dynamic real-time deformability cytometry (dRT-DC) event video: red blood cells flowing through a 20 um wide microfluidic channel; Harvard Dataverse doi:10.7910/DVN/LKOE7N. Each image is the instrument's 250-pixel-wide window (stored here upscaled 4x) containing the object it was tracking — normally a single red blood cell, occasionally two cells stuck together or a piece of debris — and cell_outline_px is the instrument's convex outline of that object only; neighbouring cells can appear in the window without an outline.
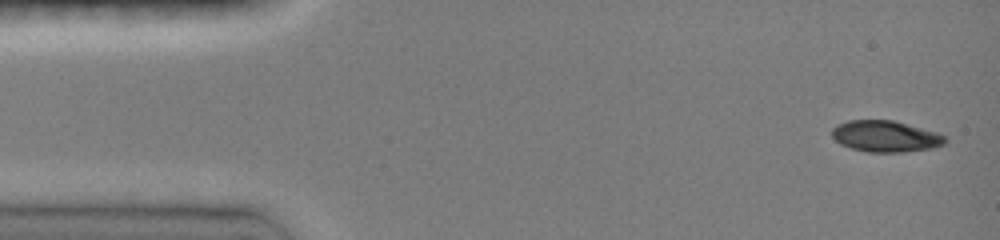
{"species": "common noctule bat (a hibernating species)", "species_latin": "Nyctalus noctula", "temperature_condition": "room temperature", "stored_images_in_passage": 19, "camera_frame_rate_fps": 3000, "um_per_image_px": 0.085, "animal": {"sex": "female", "body_mass_g": 19.0, "forearm_length_mm": 51.5}, "frame": {"image": 1, "passage_image": 1, "time_ms": 0.0, "image_size_px": [1000, 240], "cell_outline_px": [[948, 140], [944, 144], [932, 148], [900, 152], [868, 152], [852, 148], [840, 144], [832, 136], [832, 128], [836, 124], [848, 120], [892, 120], [936, 132], [944, 136]], "centroid_in_image_um": [75.24, 11.58], "position_along_channel_um": 9.8, "area_um2": 20.52}}
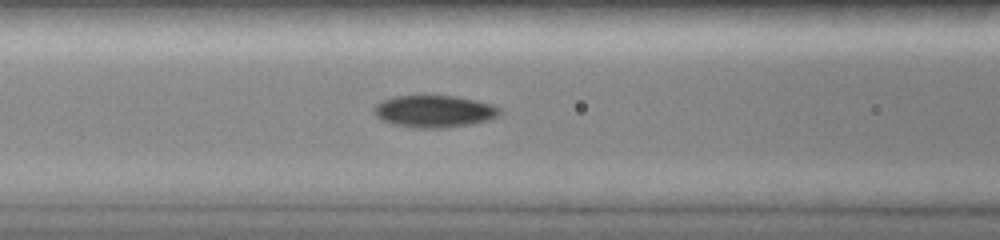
{"frame": {"image": 2, "passage_image": 10, "time_ms": 5.667, "image_size_px": [1000, 240], "cell_outline_px": [[504, 112], [500, 116], [488, 120], [472, 124], [444, 128], [416, 128], [396, 124], [384, 120], [376, 116], [372, 112], [372, 108], [380, 100], [392, 96], [424, 92], [456, 96], [476, 100], [492, 104], [500, 108]], "centroid_in_image_um": [36.9, 9.4], "position_along_channel_um": 129.7, "area_um2": 24.68}}
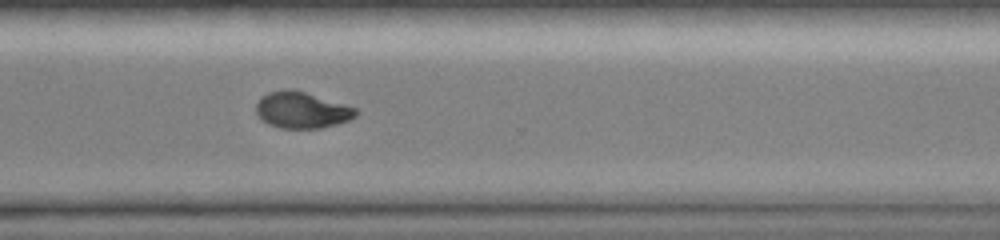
{"frame": {"image": 3, "passage_image": 19, "time_ms": 11.0, "image_size_px": [1000, 240], "cell_outline_px": [[356, 116], [348, 120], [336, 124], [320, 128], [280, 128], [268, 124], [256, 112], [256, 104], [268, 92], [284, 88], [292, 88], [356, 108]], "centroid_in_image_um": [25.63, 9.35], "position_along_channel_um": 345.0, "area_um2": 20.81}}